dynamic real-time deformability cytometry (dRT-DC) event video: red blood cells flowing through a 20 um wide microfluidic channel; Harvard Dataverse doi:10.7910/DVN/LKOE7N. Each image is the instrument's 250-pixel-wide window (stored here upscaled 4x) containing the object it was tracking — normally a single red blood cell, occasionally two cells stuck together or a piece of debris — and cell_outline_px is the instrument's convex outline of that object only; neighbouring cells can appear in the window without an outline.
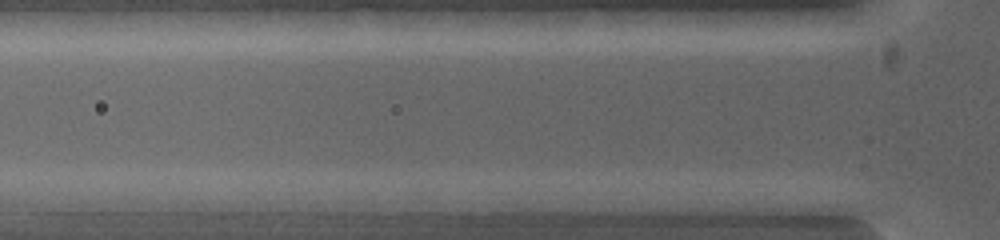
{"species": "common noctule bat (a hibernating species)", "species_latin": "Nyctalus noctula", "temperature_condition": "warm", "stored_images_in_passage": 3, "camera_frame_rate_fps": 5000, "um_per_image_px": 0.085, "animal": {"sex": "female", "body_mass_g": 19.0, "forearm_length_mm": 53.3}, "frame": {"image": 1, "passage_image": 3, "time_ms": 0.4, "image_size_px": [1000, 240], "cell_outline_px": [[788, 200], [780, 216], [768, 216], [652, 208], [624, 200], [696, 192], [752, 192]], "centroid_in_image_um": [61.04, 17.25], "position_along_channel_um": 64.8, "area_um2": 19.07}}